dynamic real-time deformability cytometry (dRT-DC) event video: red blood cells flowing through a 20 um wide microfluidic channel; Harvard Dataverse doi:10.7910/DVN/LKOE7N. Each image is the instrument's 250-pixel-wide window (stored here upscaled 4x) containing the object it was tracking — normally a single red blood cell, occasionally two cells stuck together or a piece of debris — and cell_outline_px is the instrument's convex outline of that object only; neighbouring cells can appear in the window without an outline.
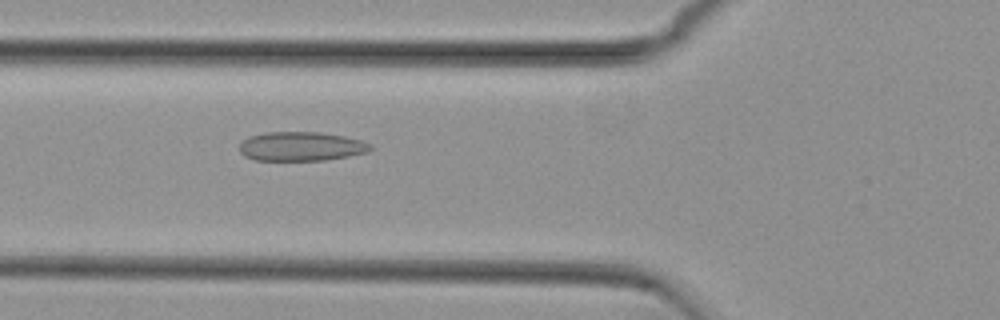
{"species": "common noctule bat (a hibernating species)", "species_latin": "Nyctalus noctula", "temperature_condition": "cold", "stored_images_in_passage": 44, "camera_frame_rate_fps": 3000, "um_per_image_px": 0.085, "animal": {"sex": "female", "body_mass_g": 29.2, "forearm_length_mm": 56.3}, "frame": {"image": 1, "passage_image": 10, "time_ms": 3.0, "image_size_px": [1000, 320], "cell_outline_px": [[372, 148], [368, 152], [348, 156], [324, 160], [256, 160], [244, 156], [240, 152], [240, 144], [248, 136], [264, 132], [320, 132], [344, 136], [360, 140], [372, 144]], "centroid_in_image_um": [25.59, 12.44], "position_along_channel_um": 100.2, "area_um2": 22.25}}
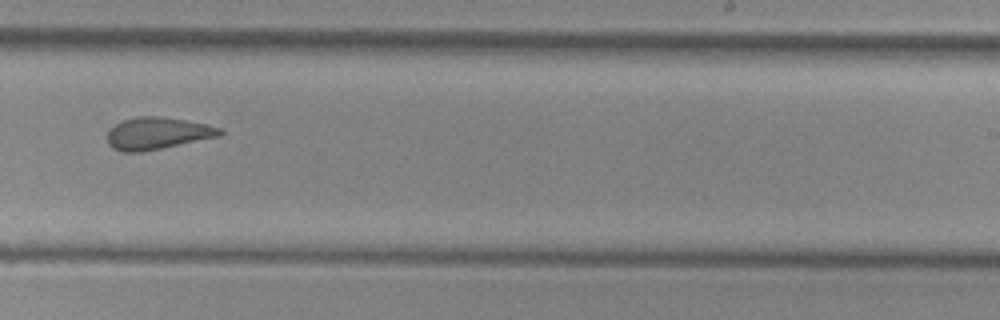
{"frame": {"image": 2, "passage_image": 24, "time_ms": 7.667, "image_size_px": [1000, 320], "cell_outline_px": [[224, 132], [220, 136], [140, 152], [124, 152], [112, 148], [108, 144], [108, 128], [124, 120], [136, 116], [160, 116], [208, 124], [220, 128]], "centroid_in_image_um": [13.36, 11.32], "position_along_channel_um": 275.6, "area_um2": 20.92}}
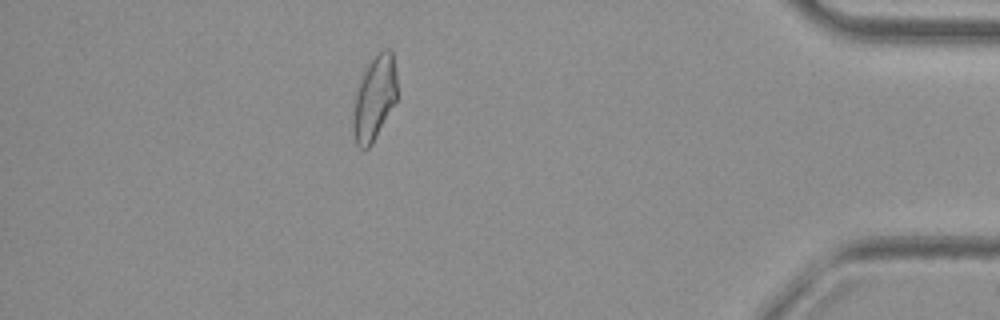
{"frame": {"image": 3, "passage_image": 38, "time_ms": 12.333, "image_size_px": [1000, 320], "cell_outline_px": [[396, 100], [372, 144], [368, 148], [360, 148], [356, 144], [352, 132], [352, 116], [356, 92], [360, 80], [368, 64], [384, 48], [392, 48], [396, 72]], "centroid_in_image_um": [31.81, 8.35], "position_along_channel_um": 403.4, "area_um2": 21.5}, "authors_computed_cell_mechanics": {"area_um2": 21.6461, "velocity_mm_per_s": 3.7534, "shape_relaxation_time_tau1_ms": null, "shape_relaxation_time_tau2_ms": 2.7621, "deformation_change_tau1": null, "deformation_change_tau2": 0.1017}}